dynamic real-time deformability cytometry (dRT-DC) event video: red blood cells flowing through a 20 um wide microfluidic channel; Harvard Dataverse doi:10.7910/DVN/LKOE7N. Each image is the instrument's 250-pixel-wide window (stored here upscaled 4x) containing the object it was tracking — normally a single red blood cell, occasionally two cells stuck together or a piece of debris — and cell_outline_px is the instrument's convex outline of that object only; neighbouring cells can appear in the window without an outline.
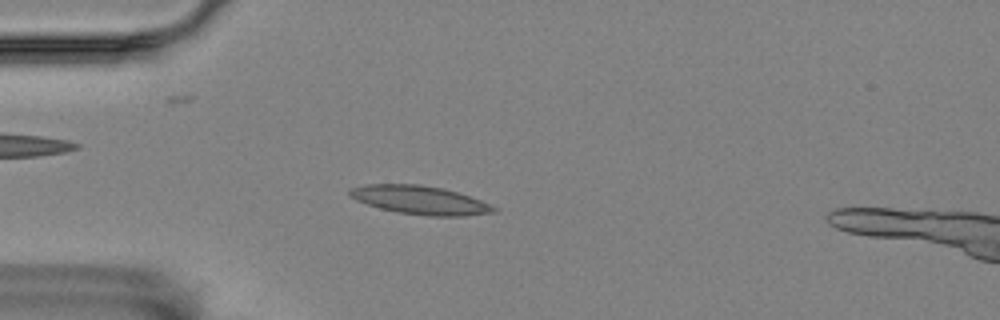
{"species": "Egyptian fruit bat (a non-hibernating species)", "species_latin": "Rousettus aegyptiacus", "temperature_condition": "room temperature", "stored_images_in_passage": 58, "camera_frame_rate_fps": 3000, "um_per_image_px": 0.085, "animal": {"sex": "female"}, "frame": {"image": 1, "passage_image": 15, "time_ms": 4.667, "image_size_px": [1000, 320], "cell_outline_px": [[496, 212], [464, 216], [428, 216], [396, 212], [380, 208], [356, 200], [348, 196], [348, 188], [368, 184], [420, 184], [444, 188], [480, 200], [496, 208]], "centroid_in_image_um": [35.65, 17.0], "position_along_channel_um": 49.4, "area_um2": 23.93}}
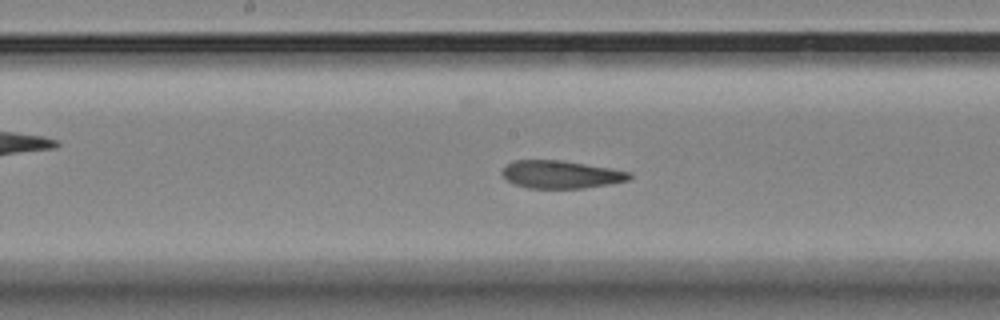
{"frame": {"image": 2, "passage_image": 29, "time_ms": 9.333, "image_size_px": [1000, 320], "cell_outline_px": [[632, 180], [584, 188], [528, 188], [516, 184], [508, 180], [500, 172], [512, 160], [560, 160], [612, 168], [632, 172]], "centroid_in_image_um": [47.73, 14.82], "position_along_channel_um": 200.5, "area_um2": 20.63}}
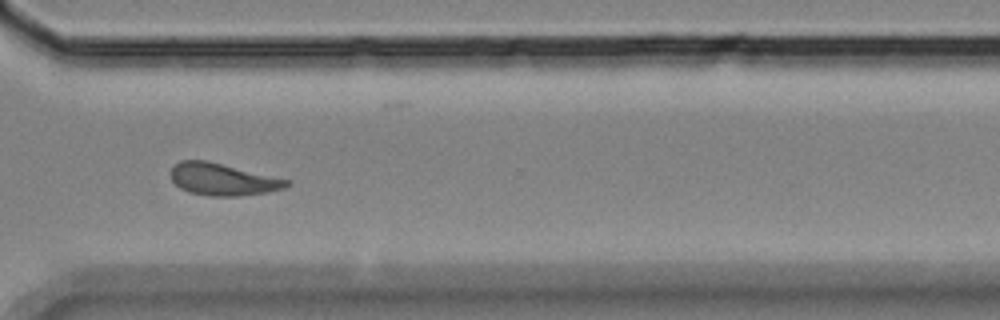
{"frame": {"image": 3, "passage_image": 42, "time_ms": 13.667, "image_size_px": [1000, 320], "cell_outline_px": [[292, 184], [284, 188], [268, 192], [240, 196], [208, 196], [188, 192], [180, 188], [172, 180], [172, 168], [180, 160], [208, 160], [292, 180]], "centroid_in_image_um": [18.99, 15.24], "position_along_channel_um": 351.6, "area_um2": 21.91}, "authors_computed_cell_mechanics": {"area_um2": 21.675, "velocity_mm_per_s": 3.4924, "shape_relaxation_time_tau1_ms": null, "shape_relaxation_time_tau2_ms": 2.2728, "deformation_change_tau1": null, "deformation_change_tau2": 0.0978}}